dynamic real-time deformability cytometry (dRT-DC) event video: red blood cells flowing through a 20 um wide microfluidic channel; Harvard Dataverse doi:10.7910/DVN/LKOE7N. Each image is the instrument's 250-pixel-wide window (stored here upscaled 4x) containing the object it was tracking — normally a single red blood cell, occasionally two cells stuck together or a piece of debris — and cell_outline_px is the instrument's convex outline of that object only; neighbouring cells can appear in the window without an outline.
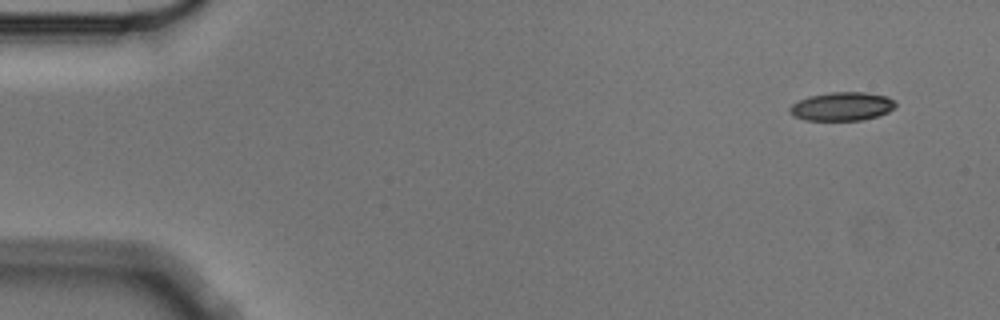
{"species": "Egyptian fruit bat (a non-hibernating species)", "species_latin": "Rousettus aegyptiacus", "temperature_condition": "cold", "stored_images_in_passage": 8, "camera_frame_rate_fps": 3000, "um_per_image_px": 0.085, "animal": {"sex": "male"}, "frame": {"image": 1, "passage_image": 1, "time_ms": 0.0, "image_size_px": [1000, 320], "cell_outline_px": [[896, 104], [888, 112], [876, 116], [860, 120], [804, 120], [792, 116], [788, 112], [788, 108], [792, 104], [808, 96], [828, 92], [864, 92], [888, 96], [896, 100]], "centroid_in_image_um": [71.53, 9.04], "position_along_channel_um": 13.5, "area_um2": 17.74}}
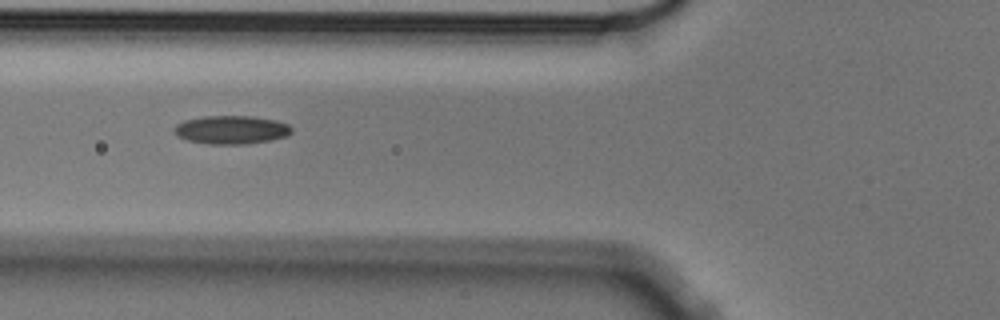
{"frame": {"image": 2, "passage_image": 5, "time_ms": 1.333, "image_size_px": [1000, 320], "cell_outline_px": [[292, 132], [288, 136], [268, 140], [244, 144], [208, 144], [188, 140], [176, 136], [172, 128], [176, 124], [184, 120], [204, 116], [252, 116], [276, 120], [288, 124], [292, 128]], "centroid_in_image_um": [19.64, 11.02], "position_along_channel_um": 106.2, "area_um2": 19.54}}
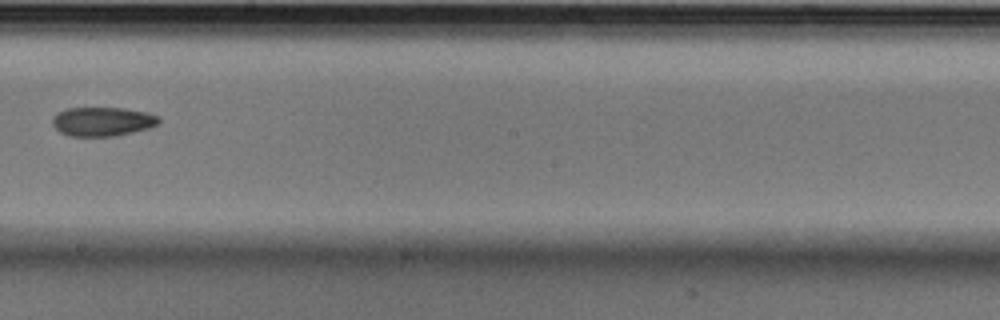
{"frame": {"image": 3, "passage_image": 8, "time_ms": 2.333, "image_size_px": [1000, 320], "cell_outline_px": [[160, 124], [152, 128], [112, 136], [68, 136], [60, 132], [52, 124], [52, 116], [56, 112], [64, 108], [124, 108], [148, 112], [160, 116]], "centroid_in_image_um": [8.73, 10.32], "position_along_channel_um": 239.5, "area_um2": 18.38}}